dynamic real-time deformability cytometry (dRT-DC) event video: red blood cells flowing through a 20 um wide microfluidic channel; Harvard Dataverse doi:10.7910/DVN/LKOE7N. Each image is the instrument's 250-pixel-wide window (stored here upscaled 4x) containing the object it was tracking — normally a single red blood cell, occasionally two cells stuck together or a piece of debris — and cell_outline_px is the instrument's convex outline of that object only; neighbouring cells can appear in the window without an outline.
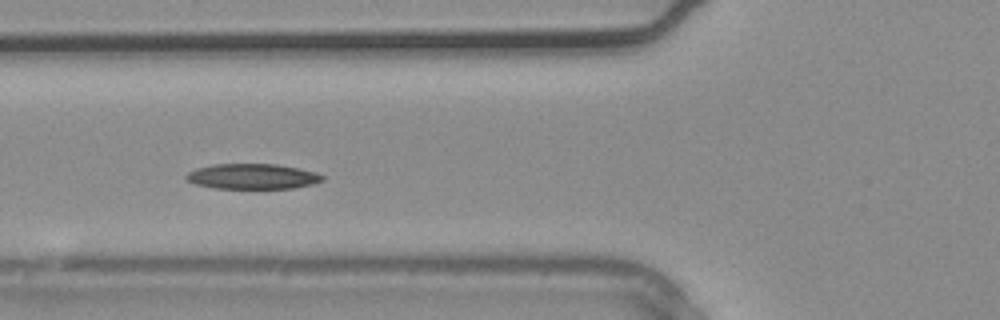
{"species": "common noctule bat (a hibernating species)", "species_latin": "Nyctalus noctula", "temperature_condition": "warm", "stored_images_in_passage": 5, "camera_frame_rate_fps": 3000, "um_per_image_px": 0.085, "animal": {"sex": "male", "body_mass_g": 20.4}, "frame": {"image": 1, "passage_image": 4, "time_ms": 1.0, "image_size_px": [1000, 320], "cell_outline_px": [[324, 180], [312, 184], [292, 188], [212, 188], [196, 184], [188, 180], [184, 176], [188, 172], [196, 168], [212, 164], [276, 164], [300, 168], [316, 172], [324, 176]], "centroid_in_image_um": [21.46, 14.99], "position_along_channel_um": 104.3, "area_um2": 20.11}}